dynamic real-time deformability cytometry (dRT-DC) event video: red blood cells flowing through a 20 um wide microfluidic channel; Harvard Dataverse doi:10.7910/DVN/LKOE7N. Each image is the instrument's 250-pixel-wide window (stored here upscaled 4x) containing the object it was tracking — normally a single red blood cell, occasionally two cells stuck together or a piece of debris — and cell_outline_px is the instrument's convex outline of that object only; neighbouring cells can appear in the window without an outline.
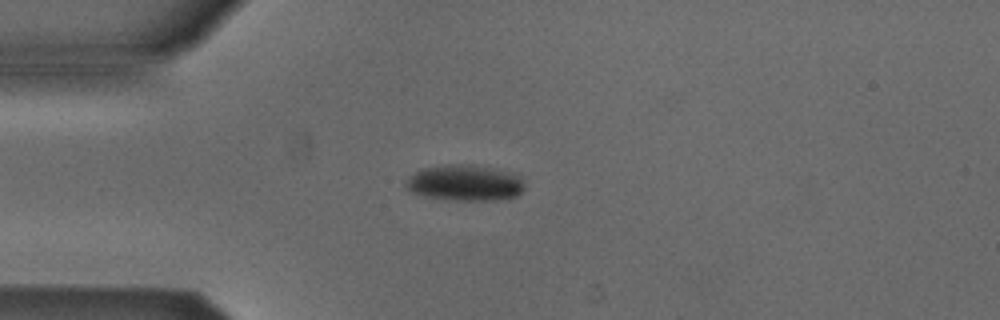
{"species": "Egyptian fruit bat (a non-hibernating species)", "species_latin": "Rousettus aegyptiacus", "temperature_condition": "cold", "stored_images_in_passage": 6, "camera_frame_rate_fps": 3000, "um_per_image_px": 0.085, "animal": {"sex": "male"}, "frame": {"image": 1, "passage_image": 3, "time_ms": 0.667, "image_size_px": [1000, 320], "cell_outline_px": [[524, 188], [516, 196], [504, 200], [456, 200], [424, 196], [412, 192], [404, 188], [404, 184], [408, 176], [424, 168], [444, 164], [472, 164], [492, 168], [508, 172], [520, 176], [524, 184]], "centroid_in_image_um": [39.49, 15.54], "position_along_channel_um": 45.5, "area_um2": 25.03}}
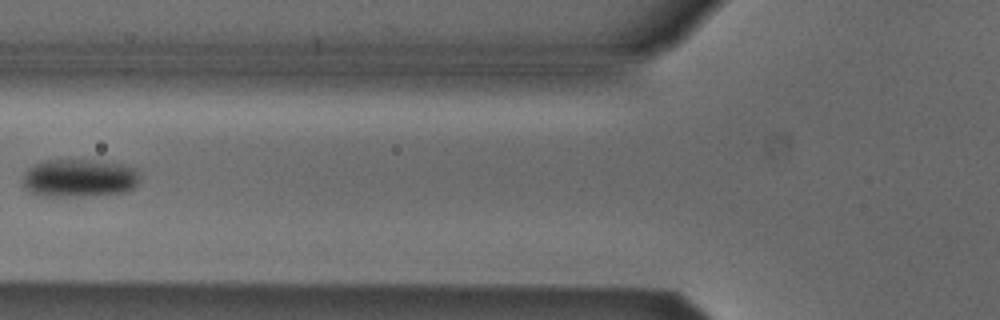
{"frame": {"image": 2, "passage_image": 5, "time_ms": 1.333, "image_size_px": [1000, 320], "cell_outline_px": [[140, 180], [132, 188], [124, 192], [84, 196], [44, 196], [32, 192], [24, 188], [24, 172], [28, 168], [36, 164], [48, 160], [96, 160], [120, 164], [136, 168]], "centroid_in_image_um": [6.74, 15.13], "position_along_channel_um": 119.1, "area_um2": 25.78}}
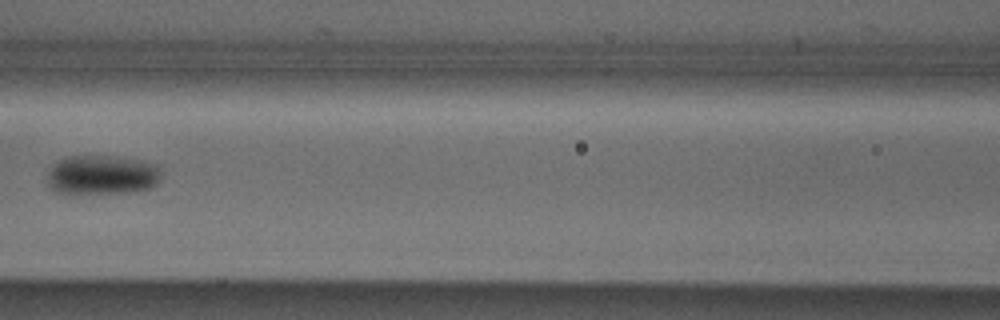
{"frame": {"image": 3, "passage_image": 6, "time_ms": 1.667, "image_size_px": [1000, 320], "cell_outline_px": [[160, 180], [152, 188], [136, 192], [72, 196], [56, 192], [48, 184], [48, 168], [52, 164], [68, 156], [116, 156], [140, 160], [156, 164], [160, 168]], "centroid_in_image_um": [8.65, 14.91], "position_along_channel_um": 157.9, "area_um2": 27.28}}